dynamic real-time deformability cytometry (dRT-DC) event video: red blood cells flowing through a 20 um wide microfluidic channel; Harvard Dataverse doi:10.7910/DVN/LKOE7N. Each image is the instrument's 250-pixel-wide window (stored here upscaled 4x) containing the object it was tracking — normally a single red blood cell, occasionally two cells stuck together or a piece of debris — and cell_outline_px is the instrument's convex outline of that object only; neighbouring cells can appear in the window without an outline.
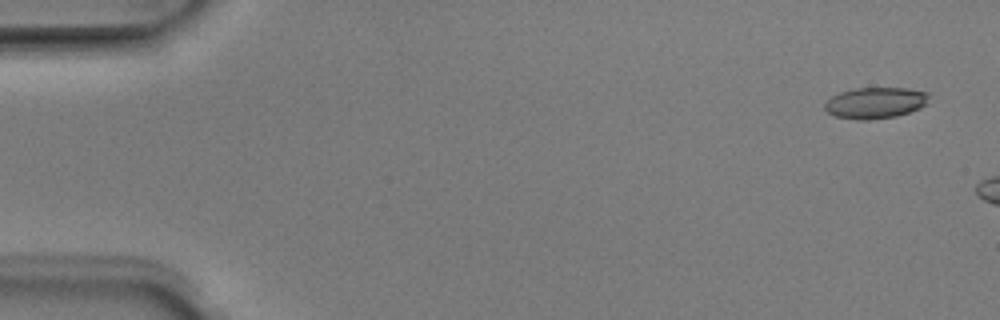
{"species": "Egyptian fruit bat (a non-hibernating species)", "species_latin": "Rousettus aegyptiacus", "temperature_condition": "room temperature", "stored_images_in_passage": 2, "camera_frame_rate_fps": 3000, "um_per_image_px": 0.085, "animal": {"sex": "male"}, "frame": {"image": 1, "passage_image": 1, "time_ms": 0.0, "image_size_px": [1000, 320], "cell_outline_px": [[928, 96], [924, 104], [920, 108], [896, 116], [868, 120], [856, 120], [836, 116], [828, 112], [824, 108], [824, 104], [832, 96], [840, 92], [856, 88], [908, 88], [928, 92]], "centroid_in_image_um": [74.38, 8.74], "position_along_channel_um": 10.6, "area_um2": 18.79}}